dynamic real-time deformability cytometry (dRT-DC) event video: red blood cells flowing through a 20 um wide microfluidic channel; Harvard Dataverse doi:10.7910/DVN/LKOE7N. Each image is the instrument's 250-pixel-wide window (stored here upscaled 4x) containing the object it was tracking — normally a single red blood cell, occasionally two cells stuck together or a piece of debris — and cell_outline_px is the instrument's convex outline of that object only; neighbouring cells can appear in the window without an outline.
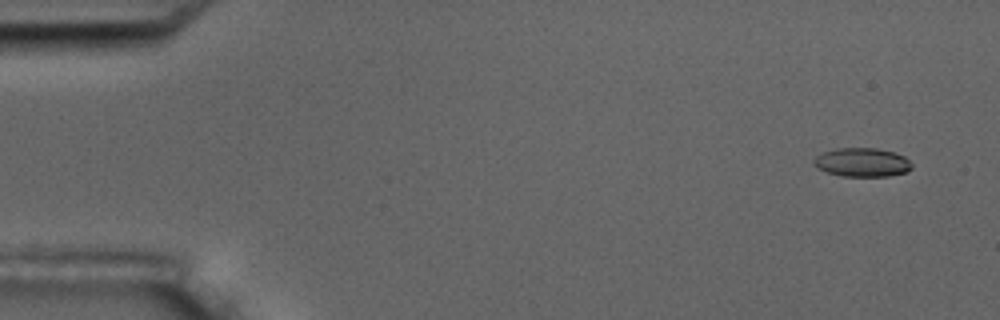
{"species": "common noctule bat (a hibernating species)", "species_latin": "Nyctalus noctula", "temperature_condition": "room temperature", "stored_images_in_passage": 5, "camera_frame_rate_fps": 3000, "um_per_image_px": 0.085, "animal": {"sex": "male", "body_mass_g": 17.5, "forearm_length_mm": 52.3}, "frame": {"image": 1, "passage_image": 1, "time_ms": 0.0, "image_size_px": [1000, 320], "cell_outline_px": [[912, 168], [908, 172], [888, 176], [840, 176], [816, 168], [812, 160], [816, 156], [824, 152], [836, 148], [876, 148], [892, 152], [904, 156], [912, 164]], "centroid_in_image_um": [73.27, 13.8], "position_along_channel_um": 11.7, "area_um2": 16.47}}
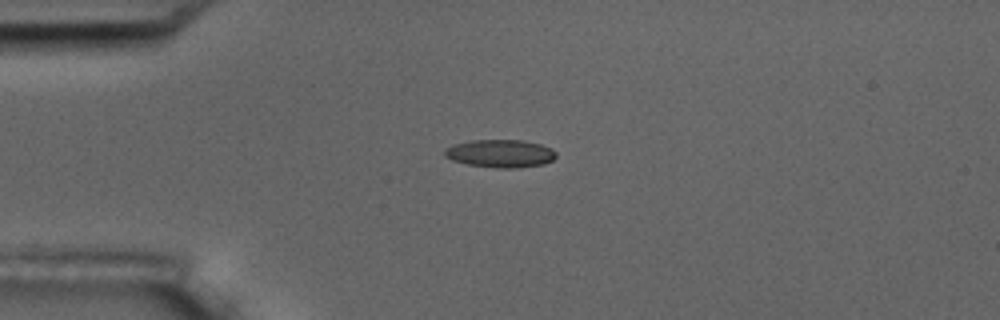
{"frame": {"image": 2, "passage_image": 4, "time_ms": 3.667, "image_size_px": [1000, 320], "cell_outline_px": [[556, 156], [552, 160], [544, 164], [516, 168], [496, 168], [468, 164], [452, 160], [444, 156], [444, 148], [452, 144], [468, 140], [524, 140], [540, 144], [552, 148], [556, 152]], "centroid_in_image_um": [42.51, 13.04], "position_along_channel_um": 42.5, "area_um2": 18.32}}